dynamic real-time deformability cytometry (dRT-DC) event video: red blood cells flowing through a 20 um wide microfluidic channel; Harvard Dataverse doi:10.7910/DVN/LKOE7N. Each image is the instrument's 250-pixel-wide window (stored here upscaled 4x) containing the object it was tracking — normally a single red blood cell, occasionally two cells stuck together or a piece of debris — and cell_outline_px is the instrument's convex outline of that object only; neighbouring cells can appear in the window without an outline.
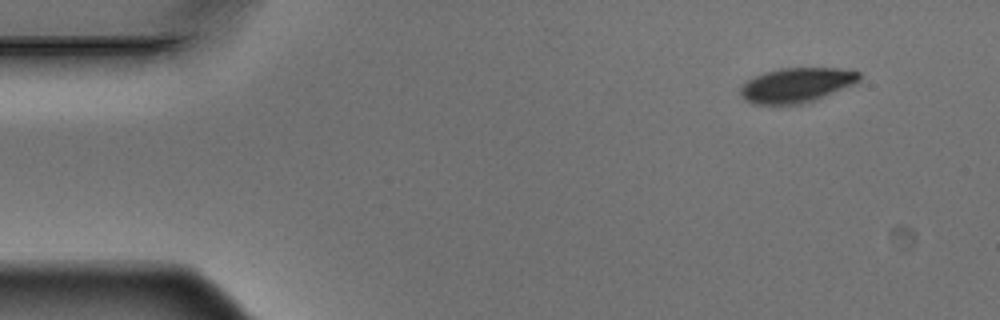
{"species": "Egyptian fruit bat (a non-hibernating species)", "species_latin": "Rousettus aegyptiacus", "temperature_condition": "warm", "stored_images_in_passage": 4, "camera_frame_rate_fps": 3000, "um_per_image_px": 0.085, "animal": {"sex": "male"}, "frame": {"image": 1, "passage_image": 1, "time_ms": 0.0, "image_size_px": [1000, 320], "cell_outline_px": [[860, 80], [856, 84], [824, 96], [800, 104], [752, 104], [744, 100], [740, 96], [740, 88], [748, 80], [764, 72], [780, 68], [840, 68], [860, 72]], "centroid_in_image_um": [67.71, 7.23], "position_along_channel_um": 17.3, "area_um2": 23.99}}
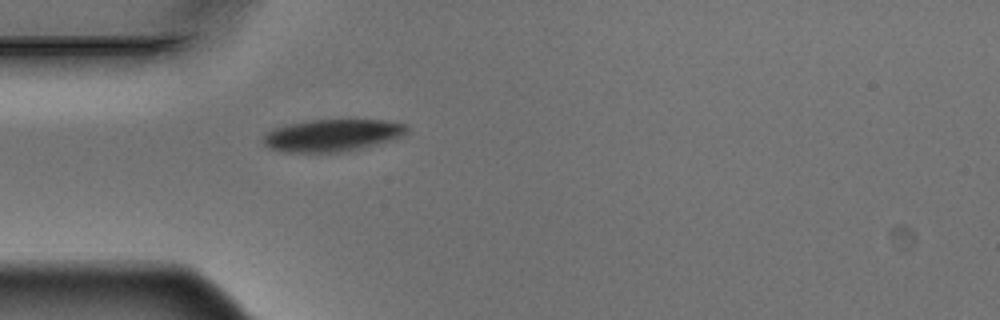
{"frame": {"image": 2, "passage_image": 4, "time_ms": 1.0, "image_size_px": [1000, 320], "cell_outline_px": [[408, 132], [404, 136], [376, 144], [360, 148], [336, 152], [284, 152], [268, 148], [260, 140], [264, 132], [288, 124], [312, 120], [384, 120], [408, 124]], "centroid_in_image_um": [28.22, 11.5], "position_along_channel_um": 56.8, "area_um2": 26.99}}